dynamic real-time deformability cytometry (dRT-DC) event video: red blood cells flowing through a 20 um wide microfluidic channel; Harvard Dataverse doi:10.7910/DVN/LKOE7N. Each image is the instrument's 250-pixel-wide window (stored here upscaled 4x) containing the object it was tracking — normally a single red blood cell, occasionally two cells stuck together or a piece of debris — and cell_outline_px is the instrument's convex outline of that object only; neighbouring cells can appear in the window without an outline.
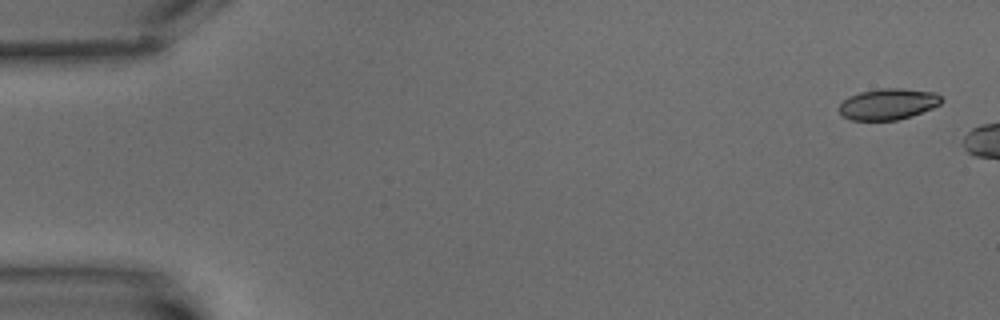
{"species": "common noctule bat (a hibernating species)", "species_latin": "Nyctalus noctula", "temperature_condition": "warm", "stored_images_in_passage": 3, "camera_frame_rate_fps": 3000, "um_per_image_px": 0.085, "animal": {"sex": "male", "body_mass_g": 15.6}, "frame": {"image": 1, "passage_image": 1, "time_ms": 0.0, "image_size_px": [1000, 320], "cell_outline_px": [[944, 100], [940, 104], [932, 108], [912, 116], [896, 120], [852, 120], [844, 116], [840, 112], [840, 104], [848, 96], [860, 92], [880, 88], [904, 88], [936, 92]], "centroid_in_image_um": [75.52, 8.83], "position_along_channel_um": 9.5, "area_um2": 18.61}}